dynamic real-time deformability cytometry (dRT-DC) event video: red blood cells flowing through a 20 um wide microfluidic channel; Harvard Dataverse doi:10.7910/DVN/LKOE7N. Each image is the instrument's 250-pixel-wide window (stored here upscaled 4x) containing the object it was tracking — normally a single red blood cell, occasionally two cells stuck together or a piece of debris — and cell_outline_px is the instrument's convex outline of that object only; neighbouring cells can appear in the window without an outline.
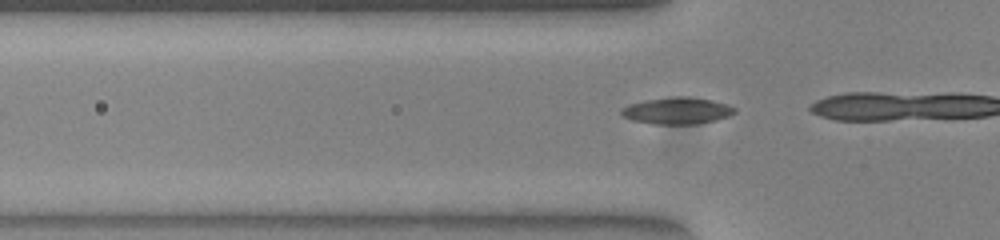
{"species": "common noctule bat (a hibernating species)", "species_latin": "Nyctalus noctula", "temperature_condition": "warm", "stored_images_in_passage": 11, "camera_frame_rate_fps": 3000, "um_per_image_px": 0.085, "animal": {"sex": "female", "body_mass_g": 23.0, "forearm_length_mm": 53.4}, "frame": {"image": 1, "passage_image": 8, "time_ms": 2.333, "image_size_px": [1000, 240], "cell_outline_px": [[736, 112], [728, 116], [716, 120], [700, 124], [652, 124], [632, 120], [624, 116], [620, 112], [620, 108], [628, 104], [644, 100], [672, 96], [684, 96], [712, 100], [728, 104], [736, 108]], "centroid_in_image_um": [57.55, 9.41], "position_along_channel_um": 68.3, "area_um2": 17.86}}